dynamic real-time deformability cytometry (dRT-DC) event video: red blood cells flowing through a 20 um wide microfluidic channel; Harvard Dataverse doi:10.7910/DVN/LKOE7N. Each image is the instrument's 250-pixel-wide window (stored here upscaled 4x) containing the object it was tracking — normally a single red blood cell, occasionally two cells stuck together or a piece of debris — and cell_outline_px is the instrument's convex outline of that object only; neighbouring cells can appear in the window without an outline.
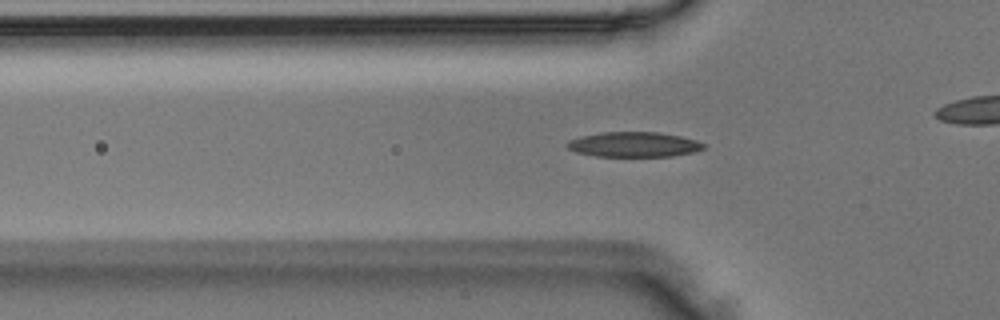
{"species": "Egyptian fruit bat (a non-hibernating species)", "species_latin": "Rousettus aegyptiacus", "temperature_condition": "room temperature", "stored_images_in_passage": 41, "camera_frame_rate_fps": 3000, "um_per_image_px": 0.085, "animal": {"sex": "male"}, "frame": {"image": 1, "passage_image": 16, "time_ms": 5.0, "image_size_px": [1000, 320], "cell_outline_px": [[704, 148], [692, 152], [672, 156], [596, 156], [576, 152], [568, 148], [564, 144], [568, 140], [580, 136], [600, 132], [656, 132], [680, 136], [696, 140], [704, 144]], "centroid_in_image_um": [53.82, 12.27], "position_along_channel_um": 72.0, "area_um2": 19.83}}
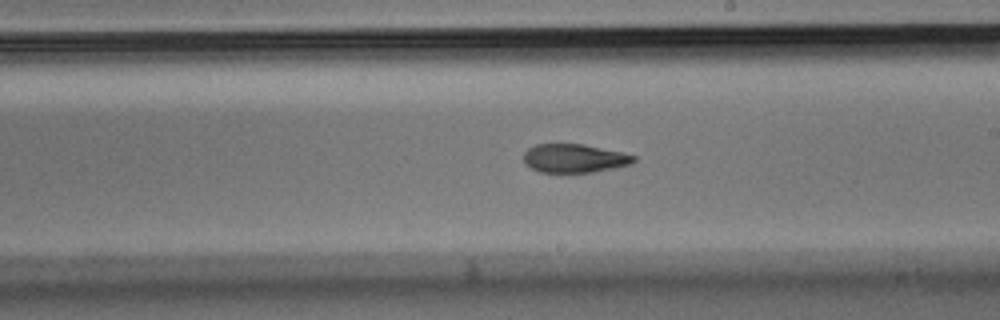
{"frame": {"image": 2, "passage_image": 28, "time_ms": 9.0, "image_size_px": [1000, 320], "cell_outline_px": [[636, 160], [632, 164], [592, 172], [540, 172], [524, 164], [524, 152], [528, 148], [536, 144], [584, 144], [620, 152], [636, 156]], "centroid_in_image_um": [48.8, 13.45], "position_along_channel_um": 240.2, "area_um2": 18.26}}
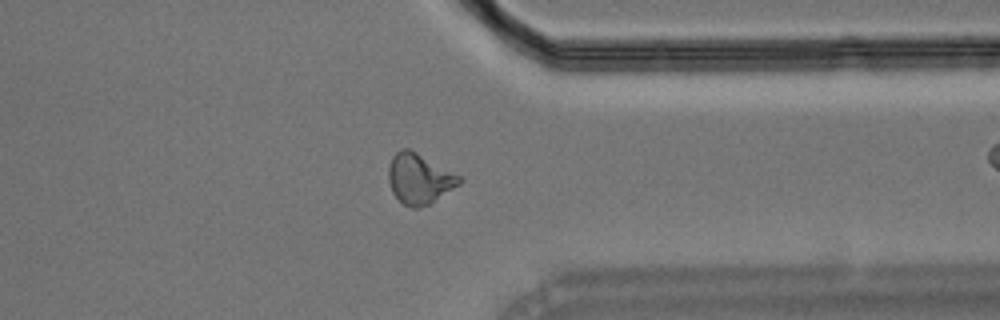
{"frame": {"image": 3, "passage_image": 38, "time_ms": 12.333, "image_size_px": [1000, 320], "cell_outline_px": [[464, 180], [460, 184], [428, 204], [420, 208], [412, 208], [404, 204], [392, 192], [388, 180], [388, 168], [392, 156], [400, 148], [408, 148], [416, 152], [460, 176]], "centroid_in_image_um": [35.61, 15.18], "position_along_channel_um": 375.8, "area_um2": 20.52}}